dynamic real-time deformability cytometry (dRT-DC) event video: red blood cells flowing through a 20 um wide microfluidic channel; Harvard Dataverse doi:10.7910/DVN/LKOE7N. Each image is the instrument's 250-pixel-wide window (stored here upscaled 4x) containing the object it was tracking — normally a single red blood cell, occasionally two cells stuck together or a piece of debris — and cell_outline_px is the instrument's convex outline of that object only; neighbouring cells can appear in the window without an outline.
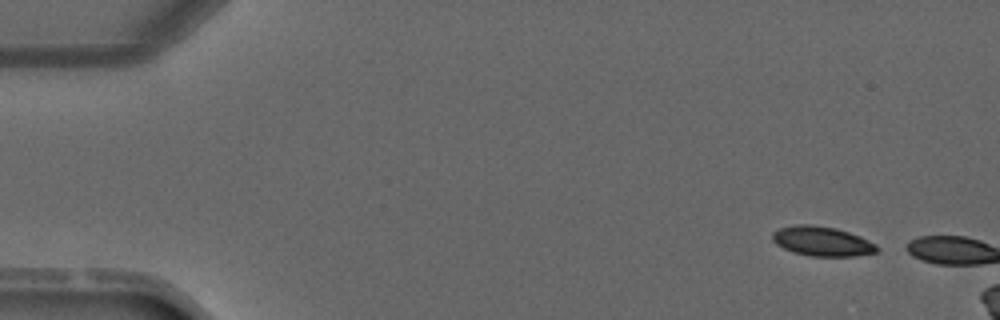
{"species": "common noctule bat (a hibernating species)", "species_latin": "Nyctalus noctula", "temperature_condition": "warm", "stored_images_in_passage": 2, "camera_frame_rate_fps": 3000, "um_per_image_px": 0.085, "animal": {"sex": "male", "forearm_length_mm": 52.5}, "frame": {"image": 1, "passage_image": 1, "time_ms": 0.0, "image_size_px": [1000, 320], "cell_outline_px": [[880, 248], [876, 252], [852, 256], [808, 256], [784, 248], [776, 244], [772, 240], [772, 232], [780, 228], [796, 224], [808, 224], [836, 228], [860, 236], [876, 244]], "centroid_in_image_um": [69.87, 20.5], "position_along_channel_um": 15.1, "area_um2": 17.92}}